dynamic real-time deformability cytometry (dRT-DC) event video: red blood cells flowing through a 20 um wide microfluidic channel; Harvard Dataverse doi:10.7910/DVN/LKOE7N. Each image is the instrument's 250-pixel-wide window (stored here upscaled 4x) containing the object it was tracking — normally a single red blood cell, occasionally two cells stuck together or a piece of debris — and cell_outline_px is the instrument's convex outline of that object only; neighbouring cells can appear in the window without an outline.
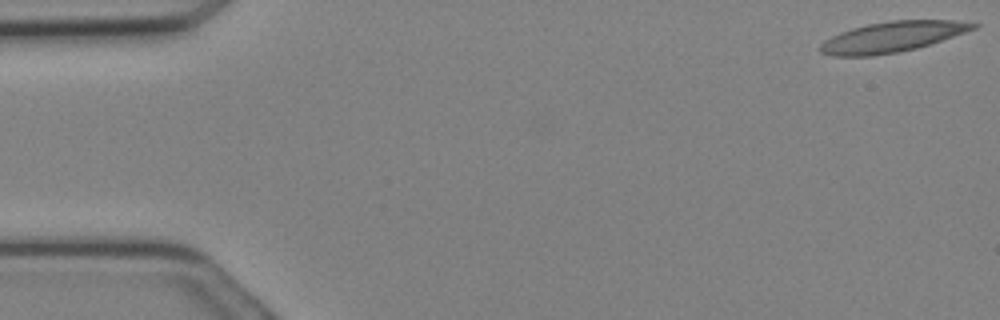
{"species": "Egyptian fruit bat (a non-hibernating species)", "species_latin": "Rousettus aegyptiacus", "temperature_condition": "cold", "stored_images_in_passage": 9, "camera_frame_rate_fps": 3000, "um_per_image_px": 0.085, "animal": {"sex": "female"}, "frame": {"image": 1, "passage_image": 1, "time_ms": 0.0, "image_size_px": [1000, 320], "cell_outline_px": [[980, 24], [976, 28], [916, 48], [896, 52], [872, 56], [832, 56], [820, 52], [816, 48], [824, 40], [840, 32], [852, 28], [868, 24], [892, 20], [956, 20]], "centroid_in_image_um": [75.77, 3.13], "position_along_channel_um": 9.2, "area_um2": 26.93}}